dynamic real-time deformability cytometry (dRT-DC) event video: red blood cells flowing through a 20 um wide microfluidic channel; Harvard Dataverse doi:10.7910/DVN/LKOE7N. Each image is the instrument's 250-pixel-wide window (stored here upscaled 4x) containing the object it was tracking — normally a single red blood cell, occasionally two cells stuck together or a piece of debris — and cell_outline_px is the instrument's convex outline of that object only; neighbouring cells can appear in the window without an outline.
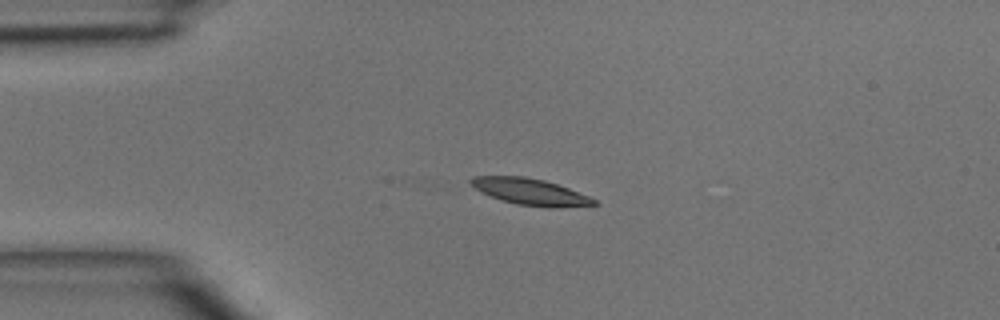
{"species": "common noctule bat (a hibernating species)", "species_latin": "Nyctalus noctula", "temperature_condition": "room temperature", "stored_images_in_passage": 6, "camera_frame_rate_fps": 3000, "um_per_image_px": 0.085, "animal": {"sex": "male", "body_mass_g": 15.6}, "frame": {"image": 1, "passage_image": 1, "time_ms": 0.0, "image_size_px": [1000, 320], "cell_outline_px": [[600, 204], [552, 208], [548, 208], [516, 204], [500, 200], [476, 188], [468, 180], [472, 176], [524, 176], [544, 180], [568, 188], [588, 196], [596, 200]], "centroid_in_image_um": [45.09, 16.3], "position_along_channel_um": 39.9, "area_um2": 18.79}}